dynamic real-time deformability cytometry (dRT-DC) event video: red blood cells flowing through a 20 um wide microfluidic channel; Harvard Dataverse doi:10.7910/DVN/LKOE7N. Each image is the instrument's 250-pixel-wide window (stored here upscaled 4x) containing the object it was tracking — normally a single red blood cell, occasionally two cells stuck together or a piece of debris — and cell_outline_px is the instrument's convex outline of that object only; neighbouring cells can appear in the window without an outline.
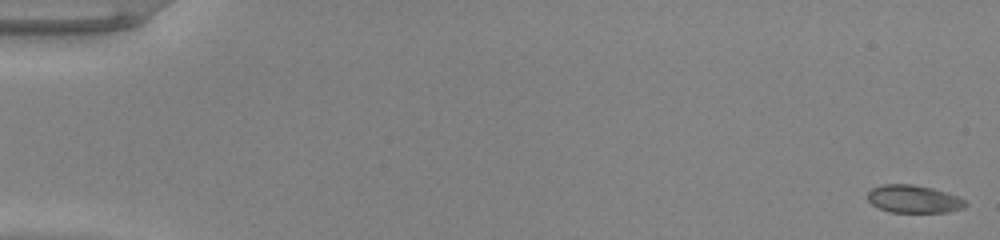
{"species": "common noctule bat (a hibernating species)", "species_latin": "Nyctalus noctula", "temperature_condition": "warm", "stored_images_in_passage": 8, "camera_frame_rate_fps": 3000, "um_per_image_px": 0.085, "animal": {"sex": "male", "body_mass_g": 20.0, "forearm_length_mm": 53.3}, "frame": {"image": 1, "passage_image": 1, "time_ms": 0.0, "image_size_px": [1000, 240], "cell_outline_px": [[968, 204], [964, 208], [948, 212], [888, 212], [872, 204], [868, 200], [868, 192], [872, 188], [884, 184], [912, 184], [932, 188], [956, 196], [964, 200]], "centroid_in_image_um": [77.65, 16.92], "position_along_channel_um": 7.3, "area_um2": 15.72}}